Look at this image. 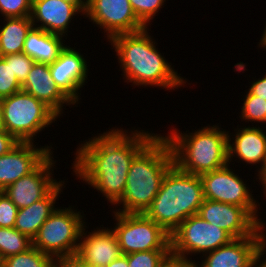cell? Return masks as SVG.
I'll list each match as a JSON object with an SVG mask.
<instances>
[{"label":"cell","instance_id":"obj_1","mask_svg":"<svg viewBox=\"0 0 266 267\" xmlns=\"http://www.w3.org/2000/svg\"><path fill=\"white\" fill-rule=\"evenodd\" d=\"M108 129L79 143L71 169L77 179L102 193L107 204L114 205L124 193L131 161L157 133L133 127L130 131Z\"/></svg>","mask_w":266,"mask_h":267},{"label":"cell","instance_id":"obj_2","mask_svg":"<svg viewBox=\"0 0 266 267\" xmlns=\"http://www.w3.org/2000/svg\"><path fill=\"white\" fill-rule=\"evenodd\" d=\"M148 28L134 33L118 34L108 41L117 54L116 58L123 73L121 76L126 80L124 82L132 83L131 86H153L152 88L161 87L171 91L186 86L184 84L188 82L187 78L180 76L174 65L160 53L158 43L150 36Z\"/></svg>","mask_w":266,"mask_h":267},{"label":"cell","instance_id":"obj_3","mask_svg":"<svg viewBox=\"0 0 266 267\" xmlns=\"http://www.w3.org/2000/svg\"><path fill=\"white\" fill-rule=\"evenodd\" d=\"M173 165L168 140L161 133L157 134L131 161L126 187L122 197L114 204L117 207L114 212L145 213Z\"/></svg>","mask_w":266,"mask_h":267},{"label":"cell","instance_id":"obj_4","mask_svg":"<svg viewBox=\"0 0 266 267\" xmlns=\"http://www.w3.org/2000/svg\"><path fill=\"white\" fill-rule=\"evenodd\" d=\"M172 128L164 137L170 144L174 164L180 170L200 176L229 164L228 132L218 123L186 133Z\"/></svg>","mask_w":266,"mask_h":267},{"label":"cell","instance_id":"obj_5","mask_svg":"<svg viewBox=\"0 0 266 267\" xmlns=\"http://www.w3.org/2000/svg\"><path fill=\"white\" fill-rule=\"evenodd\" d=\"M203 200L200 176L186 173L174 164L144 214L171 235L184 220L198 214Z\"/></svg>","mask_w":266,"mask_h":267},{"label":"cell","instance_id":"obj_6","mask_svg":"<svg viewBox=\"0 0 266 267\" xmlns=\"http://www.w3.org/2000/svg\"><path fill=\"white\" fill-rule=\"evenodd\" d=\"M1 104L2 128L19 142L34 143L37 134L60 118L44 102L23 90L1 99Z\"/></svg>","mask_w":266,"mask_h":267},{"label":"cell","instance_id":"obj_7","mask_svg":"<svg viewBox=\"0 0 266 267\" xmlns=\"http://www.w3.org/2000/svg\"><path fill=\"white\" fill-rule=\"evenodd\" d=\"M74 209L72 205L57 207L38 230L32 246L52 257L75 254L87 222L84 212Z\"/></svg>","mask_w":266,"mask_h":267},{"label":"cell","instance_id":"obj_8","mask_svg":"<svg viewBox=\"0 0 266 267\" xmlns=\"http://www.w3.org/2000/svg\"><path fill=\"white\" fill-rule=\"evenodd\" d=\"M113 214L116 224L111 229L117 237L122 254L171 250L170 235L144 213H121L113 210Z\"/></svg>","mask_w":266,"mask_h":267},{"label":"cell","instance_id":"obj_9","mask_svg":"<svg viewBox=\"0 0 266 267\" xmlns=\"http://www.w3.org/2000/svg\"><path fill=\"white\" fill-rule=\"evenodd\" d=\"M171 254L192 259L228 244L233 238L223 229L203 220L198 214L188 217L170 235Z\"/></svg>","mask_w":266,"mask_h":267},{"label":"cell","instance_id":"obj_10","mask_svg":"<svg viewBox=\"0 0 266 267\" xmlns=\"http://www.w3.org/2000/svg\"><path fill=\"white\" fill-rule=\"evenodd\" d=\"M230 165L200 175L204 199L243 207L261 226H266L264 220L258 217L261 208L252 194L253 190L250 191L244 178L237 175Z\"/></svg>","mask_w":266,"mask_h":267},{"label":"cell","instance_id":"obj_11","mask_svg":"<svg viewBox=\"0 0 266 267\" xmlns=\"http://www.w3.org/2000/svg\"><path fill=\"white\" fill-rule=\"evenodd\" d=\"M84 17L103 29L109 41L113 36L146 28L137 18L129 0H86Z\"/></svg>","mask_w":266,"mask_h":267},{"label":"cell","instance_id":"obj_12","mask_svg":"<svg viewBox=\"0 0 266 267\" xmlns=\"http://www.w3.org/2000/svg\"><path fill=\"white\" fill-rule=\"evenodd\" d=\"M265 256L266 236H248L233 239L201 255L198 264L199 267H258L266 259Z\"/></svg>","mask_w":266,"mask_h":267},{"label":"cell","instance_id":"obj_13","mask_svg":"<svg viewBox=\"0 0 266 267\" xmlns=\"http://www.w3.org/2000/svg\"><path fill=\"white\" fill-rule=\"evenodd\" d=\"M198 215L226 231L233 239L266 236V226H261L243 207L238 205L204 199Z\"/></svg>","mask_w":266,"mask_h":267},{"label":"cell","instance_id":"obj_14","mask_svg":"<svg viewBox=\"0 0 266 267\" xmlns=\"http://www.w3.org/2000/svg\"><path fill=\"white\" fill-rule=\"evenodd\" d=\"M53 155L52 152L33 172L3 190L18 209L43 199L60 182L53 178L57 162Z\"/></svg>","mask_w":266,"mask_h":267},{"label":"cell","instance_id":"obj_15","mask_svg":"<svg viewBox=\"0 0 266 267\" xmlns=\"http://www.w3.org/2000/svg\"><path fill=\"white\" fill-rule=\"evenodd\" d=\"M79 13H85L82 0H32L30 18L33 27L67 39L71 20Z\"/></svg>","mask_w":266,"mask_h":267},{"label":"cell","instance_id":"obj_16","mask_svg":"<svg viewBox=\"0 0 266 267\" xmlns=\"http://www.w3.org/2000/svg\"><path fill=\"white\" fill-rule=\"evenodd\" d=\"M79 52L75 46L66 45L59 57L49 64L55 84L74 104L80 103L81 93L79 92L85 86V82L87 83L89 74L87 59Z\"/></svg>","mask_w":266,"mask_h":267},{"label":"cell","instance_id":"obj_17","mask_svg":"<svg viewBox=\"0 0 266 267\" xmlns=\"http://www.w3.org/2000/svg\"><path fill=\"white\" fill-rule=\"evenodd\" d=\"M36 145L31 142H20L10 152L0 156V191L33 172L54 152L51 150L52 145L41 147Z\"/></svg>","mask_w":266,"mask_h":267},{"label":"cell","instance_id":"obj_18","mask_svg":"<svg viewBox=\"0 0 266 267\" xmlns=\"http://www.w3.org/2000/svg\"><path fill=\"white\" fill-rule=\"evenodd\" d=\"M111 227L104 228L102 225V227L88 232L86 231L87 224H85L75 254L91 267L109 265L122 254L117 237Z\"/></svg>","mask_w":266,"mask_h":267},{"label":"cell","instance_id":"obj_19","mask_svg":"<svg viewBox=\"0 0 266 267\" xmlns=\"http://www.w3.org/2000/svg\"><path fill=\"white\" fill-rule=\"evenodd\" d=\"M234 131L235 134L227 131L229 163L238 158V163L255 165L258 171L266 160V130L248 125L235 128Z\"/></svg>","mask_w":266,"mask_h":267},{"label":"cell","instance_id":"obj_20","mask_svg":"<svg viewBox=\"0 0 266 267\" xmlns=\"http://www.w3.org/2000/svg\"><path fill=\"white\" fill-rule=\"evenodd\" d=\"M22 90L44 102L59 117L62 116L63 108L75 105L55 84L49 64L35 62L29 72Z\"/></svg>","mask_w":266,"mask_h":267},{"label":"cell","instance_id":"obj_21","mask_svg":"<svg viewBox=\"0 0 266 267\" xmlns=\"http://www.w3.org/2000/svg\"><path fill=\"white\" fill-rule=\"evenodd\" d=\"M64 184L65 180H61L43 199L19 209L14 228L33 240L42 224L56 210V201L66 187Z\"/></svg>","mask_w":266,"mask_h":267},{"label":"cell","instance_id":"obj_22","mask_svg":"<svg viewBox=\"0 0 266 267\" xmlns=\"http://www.w3.org/2000/svg\"><path fill=\"white\" fill-rule=\"evenodd\" d=\"M66 45L63 36L32 27L26 36L22 52L37 63L52 64Z\"/></svg>","mask_w":266,"mask_h":267},{"label":"cell","instance_id":"obj_23","mask_svg":"<svg viewBox=\"0 0 266 267\" xmlns=\"http://www.w3.org/2000/svg\"><path fill=\"white\" fill-rule=\"evenodd\" d=\"M0 26V57L22 53L26 36L33 27L30 16L3 18Z\"/></svg>","mask_w":266,"mask_h":267},{"label":"cell","instance_id":"obj_24","mask_svg":"<svg viewBox=\"0 0 266 267\" xmlns=\"http://www.w3.org/2000/svg\"><path fill=\"white\" fill-rule=\"evenodd\" d=\"M32 247V240L15 228L0 227V253L10 257L27 251Z\"/></svg>","mask_w":266,"mask_h":267},{"label":"cell","instance_id":"obj_25","mask_svg":"<svg viewBox=\"0 0 266 267\" xmlns=\"http://www.w3.org/2000/svg\"><path fill=\"white\" fill-rule=\"evenodd\" d=\"M52 259L32 246L25 252L5 258V267H50Z\"/></svg>","mask_w":266,"mask_h":267},{"label":"cell","instance_id":"obj_26","mask_svg":"<svg viewBox=\"0 0 266 267\" xmlns=\"http://www.w3.org/2000/svg\"><path fill=\"white\" fill-rule=\"evenodd\" d=\"M245 99L241 106L240 116L241 122H257L266 123V100L252 95L249 91H245Z\"/></svg>","mask_w":266,"mask_h":267},{"label":"cell","instance_id":"obj_27","mask_svg":"<svg viewBox=\"0 0 266 267\" xmlns=\"http://www.w3.org/2000/svg\"><path fill=\"white\" fill-rule=\"evenodd\" d=\"M171 250L140 251L127 254L129 267H159Z\"/></svg>","mask_w":266,"mask_h":267},{"label":"cell","instance_id":"obj_28","mask_svg":"<svg viewBox=\"0 0 266 267\" xmlns=\"http://www.w3.org/2000/svg\"><path fill=\"white\" fill-rule=\"evenodd\" d=\"M137 18L148 27L166 0H129Z\"/></svg>","mask_w":266,"mask_h":267},{"label":"cell","instance_id":"obj_29","mask_svg":"<svg viewBox=\"0 0 266 267\" xmlns=\"http://www.w3.org/2000/svg\"><path fill=\"white\" fill-rule=\"evenodd\" d=\"M22 90V85L18 82L11 63H6L0 57V99L11 96Z\"/></svg>","mask_w":266,"mask_h":267},{"label":"cell","instance_id":"obj_30","mask_svg":"<svg viewBox=\"0 0 266 267\" xmlns=\"http://www.w3.org/2000/svg\"><path fill=\"white\" fill-rule=\"evenodd\" d=\"M6 63H11V68L18 82L22 85L35 61L25 53L9 54L1 57Z\"/></svg>","mask_w":266,"mask_h":267},{"label":"cell","instance_id":"obj_31","mask_svg":"<svg viewBox=\"0 0 266 267\" xmlns=\"http://www.w3.org/2000/svg\"><path fill=\"white\" fill-rule=\"evenodd\" d=\"M32 0H0L3 18L27 17L31 15Z\"/></svg>","mask_w":266,"mask_h":267},{"label":"cell","instance_id":"obj_32","mask_svg":"<svg viewBox=\"0 0 266 267\" xmlns=\"http://www.w3.org/2000/svg\"><path fill=\"white\" fill-rule=\"evenodd\" d=\"M18 210L7 195L0 191V227L14 228Z\"/></svg>","mask_w":266,"mask_h":267},{"label":"cell","instance_id":"obj_33","mask_svg":"<svg viewBox=\"0 0 266 267\" xmlns=\"http://www.w3.org/2000/svg\"><path fill=\"white\" fill-rule=\"evenodd\" d=\"M50 267H91L76 254L53 257Z\"/></svg>","mask_w":266,"mask_h":267},{"label":"cell","instance_id":"obj_34","mask_svg":"<svg viewBox=\"0 0 266 267\" xmlns=\"http://www.w3.org/2000/svg\"><path fill=\"white\" fill-rule=\"evenodd\" d=\"M159 267H199V264L195 260L178 257L170 253Z\"/></svg>","mask_w":266,"mask_h":267},{"label":"cell","instance_id":"obj_35","mask_svg":"<svg viewBox=\"0 0 266 267\" xmlns=\"http://www.w3.org/2000/svg\"><path fill=\"white\" fill-rule=\"evenodd\" d=\"M20 142L8 133L5 129L0 128V156L7 154Z\"/></svg>","mask_w":266,"mask_h":267},{"label":"cell","instance_id":"obj_36","mask_svg":"<svg viewBox=\"0 0 266 267\" xmlns=\"http://www.w3.org/2000/svg\"><path fill=\"white\" fill-rule=\"evenodd\" d=\"M251 85L248 91L254 95L266 100V73L262 78L254 79V81L249 82Z\"/></svg>","mask_w":266,"mask_h":267},{"label":"cell","instance_id":"obj_37","mask_svg":"<svg viewBox=\"0 0 266 267\" xmlns=\"http://www.w3.org/2000/svg\"><path fill=\"white\" fill-rule=\"evenodd\" d=\"M258 173H255L257 174L256 176L258 178H256V181L257 179H259V181H257L258 183L260 182L262 184V187H263V193H264V196L266 197V160L263 164V166L261 168H259L258 171H256Z\"/></svg>","mask_w":266,"mask_h":267},{"label":"cell","instance_id":"obj_38","mask_svg":"<svg viewBox=\"0 0 266 267\" xmlns=\"http://www.w3.org/2000/svg\"><path fill=\"white\" fill-rule=\"evenodd\" d=\"M106 267H129L127 255L121 254Z\"/></svg>","mask_w":266,"mask_h":267},{"label":"cell","instance_id":"obj_39","mask_svg":"<svg viewBox=\"0 0 266 267\" xmlns=\"http://www.w3.org/2000/svg\"><path fill=\"white\" fill-rule=\"evenodd\" d=\"M261 37L262 38H260L259 40L260 42L258 43L259 44L258 47L260 48V45H261V48H264V50H266V26L264 28V31Z\"/></svg>","mask_w":266,"mask_h":267},{"label":"cell","instance_id":"obj_40","mask_svg":"<svg viewBox=\"0 0 266 267\" xmlns=\"http://www.w3.org/2000/svg\"><path fill=\"white\" fill-rule=\"evenodd\" d=\"M0 267H5V257L0 253Z\"/></svg>","mask_w":266,"mask_h":267},{"label":"cell","instance_id":"obj_41","mask_svg":"<svg viewBox=\"0 0 266 267\" xmlns=\"http://www.w3.org/2000/svg\"><path fill=\"white\" fill-rule=\"evenodd\" d=\"M2 115H3V112H2V104H1V99H0V128H2Z\"/></svg>","mask_w":266,"mask_h":267},{"label":"cell","instance_id":"obj_42","mask_svg":"<svg viewBox=\"0 0 266 267\" xmlns=\"http://www.w3.org/2000/svg\"><path fill=\"white\" fill-rule=\"evenodd\" d=\"M258 267H266V259Z\"/></svg>","mask_w":266,"mask_h":267}]
</instances>
